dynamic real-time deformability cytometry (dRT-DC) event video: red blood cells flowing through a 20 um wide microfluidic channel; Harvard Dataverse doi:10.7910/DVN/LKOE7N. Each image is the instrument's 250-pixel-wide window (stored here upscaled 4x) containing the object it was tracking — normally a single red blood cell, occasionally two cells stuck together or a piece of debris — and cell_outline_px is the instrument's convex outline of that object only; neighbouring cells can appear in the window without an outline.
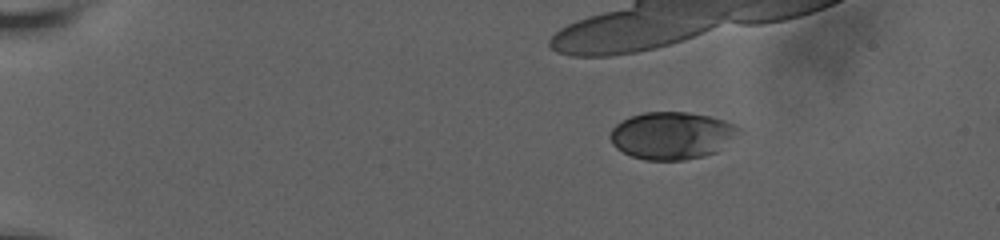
{"species": "human", "species_latin": "Homo sapiens", "temperature_condition": "room temperature", "stored_images_in_passage": 11, "camera_frame_rate_fps": 3000, "um_per_image_px": 0.085, "donor": {"sex": "male"}, "frame": {"image": 1, "passage_image": 2, "time_ms": 0.667, "image_size_px": [1000, 240], "cell_outline_px": [[744, 132], [716, 152], [704, 156], [684, 160], [644, 160], [632, 156], [616, 148], [612, 144], [608, 136], [612, 128], [616, 124], [632, 116], [644, 112], [688, 112], [708, 116], [724, 120], [736, 124]], "centroid_in_image_um": [57.14, 11.52], "position_along_channel_um": 27.9, "area_um2": 35.78}}